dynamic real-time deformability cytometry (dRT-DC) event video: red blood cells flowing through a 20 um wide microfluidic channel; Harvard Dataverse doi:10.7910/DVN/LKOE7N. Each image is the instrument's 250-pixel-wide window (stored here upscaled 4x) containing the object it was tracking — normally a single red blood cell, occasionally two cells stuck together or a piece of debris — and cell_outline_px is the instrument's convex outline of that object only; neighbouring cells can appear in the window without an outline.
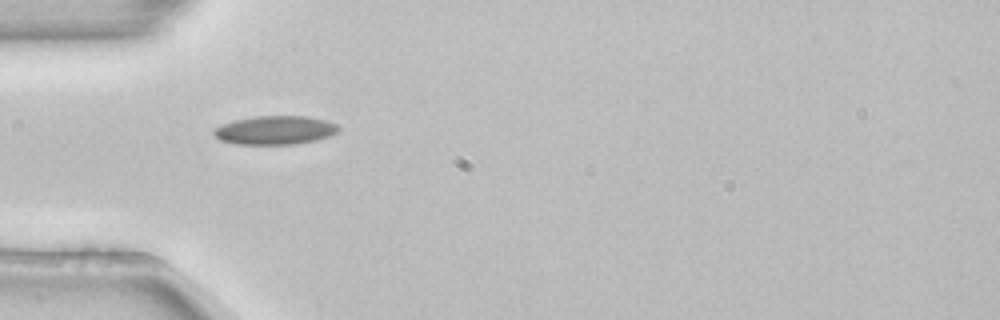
{"species": "common noctule bat (a hibernating species)", "species_latin": "Nyctalus noctula", "temperature_condition": "room temperature", "stored_images_in_passage": 38, "camera_frame_rate_fps": 3000, "um_per_image_px": 0.085, "animal": {"sex": "female", "body_mass_g": 22.7, "forearm_length_mm": 54.2}, "frame": {"image": 1, "passage_image": 1, "time_ms": 0.0, "image_size_px": [1000, 320], "cell_outline_px": [[340, 128], [336, 132], [328, 136], [316, 140], [296, 144], [236, 144], [220, 140], [212, 132], [212, 128], [236, 120], [252, 116], [308, 116], [328, 120], [336, 124]], "centroid_in_image_um": [23.38, 11.06], "position_along_channel_um": 61.6, "area_um2": 20.87}}
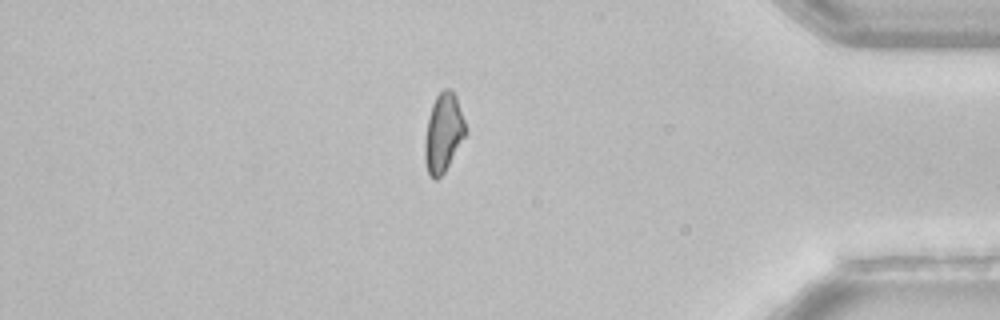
{"frame": {"image": 2, "passage_image": 30, "time_ms": 9.667, "image_size_px": [1000, 320], "cell_outline_px": [[468, 132], [444, 172], [436, 180], [432, 180], [428, 176], [424, 160], [424, 144], [428, 116], [432, 104], [436, 96], [444, 88], [448, 88], [456, 96], [468, 128]], "centroid_in_image_um": [37.69, 11.31], "position_along_channel_um": 397.5, "area_um2": 19.02}}
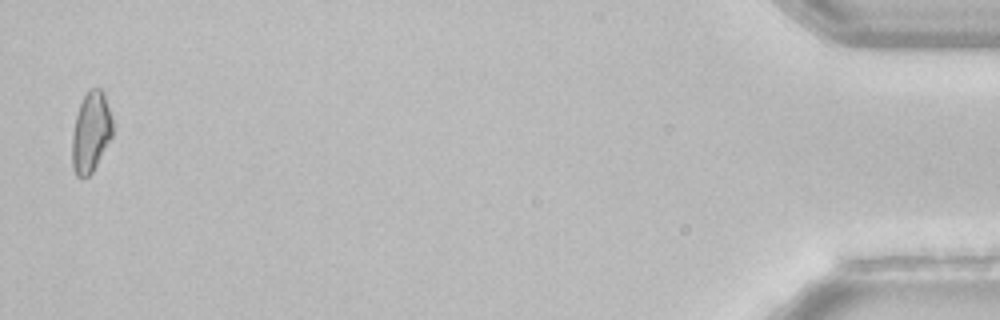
{"frame": {"image": 3, "passage_image": 37, "time_ms": 12.0, "image_size_px": [1000, 320], "cell_outline_px": [[112, 136], [92, 172], [88, 176], [76, 176], [72, 168], [72, 132], [76, 116], [80, 104], [88, 88], [100, 88], [104, 92], [112, 120]], "centroid_in_image_um": [7.71, 11.21], "position_along_channel_um": 427.5, "area_um2": 18.84}}